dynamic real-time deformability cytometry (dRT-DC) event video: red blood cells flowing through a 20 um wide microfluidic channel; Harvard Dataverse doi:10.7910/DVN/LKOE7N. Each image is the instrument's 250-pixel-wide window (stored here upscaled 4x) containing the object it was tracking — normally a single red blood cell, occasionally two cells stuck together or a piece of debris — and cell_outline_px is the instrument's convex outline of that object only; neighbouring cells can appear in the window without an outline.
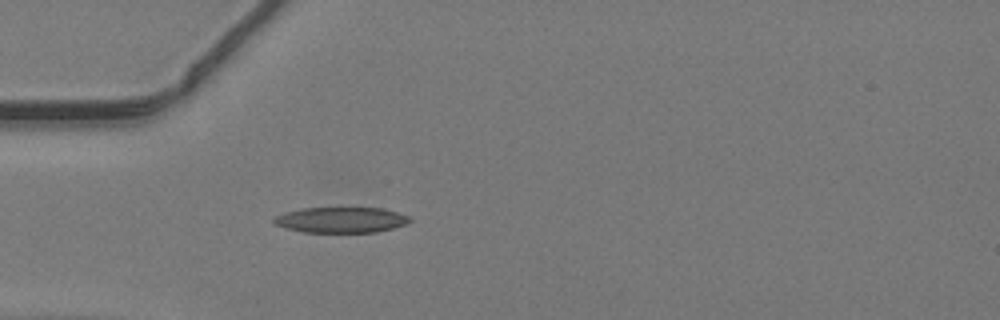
{"species": "common noctule bat (a hibernating species)", "species_latin": "Nyctalus noctula", "temperature_condition": "warm", "stored_images_in_passage": 34, "camera_frame_rate_fps": 3000, "um_per_image_px": 0.085, "animal": {"sex": "male", "body_mass_g": 19.2, "forearm_length_mm": 51.8}, "frame": {"image": 1, "passage_image": 1, "time_ms": 0.0, "image_size_px": [1000, 320], "cell_outline_px": [[412, 220], [404, 224], [392, 228], [376, 232], [304, 232], [284, 228], [276, 224], [272, 220], [276, 216], [284, 212], [304, 208], [380, 208], [412, 216]], "centroid_in_image_um": [28.98, 18.69], "position_along_channel_um": 56.0, "area_um2": 20.17}}
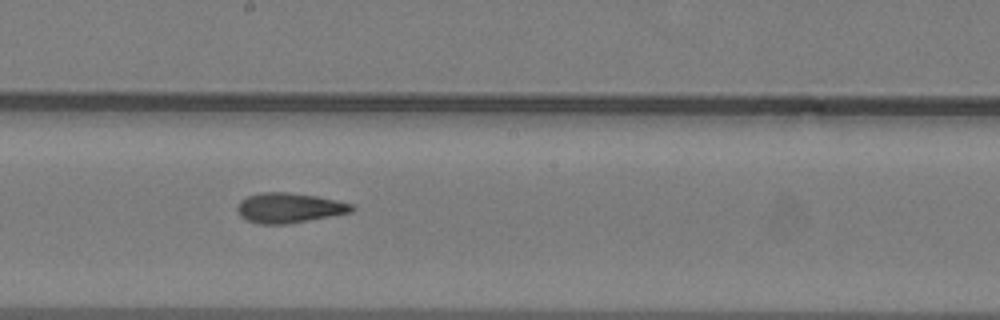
{"frame": {"image": 2, "passage_image": 13, "time_ms": 4.0, "image_size_px": [1000, 320], "cell_outline_px": [[356, 208], [352, 212], [288, 224], [260, 224], [248, 220], [240, 216], [236, 208], [240, 200], [248, 196], [260, 192], [288, 192], [316, 196], [352, 204]], "centroid_in_image_um": [24.56, 17.67], "position_along_channel_um": 223.6, "area_um2": 19.94}}
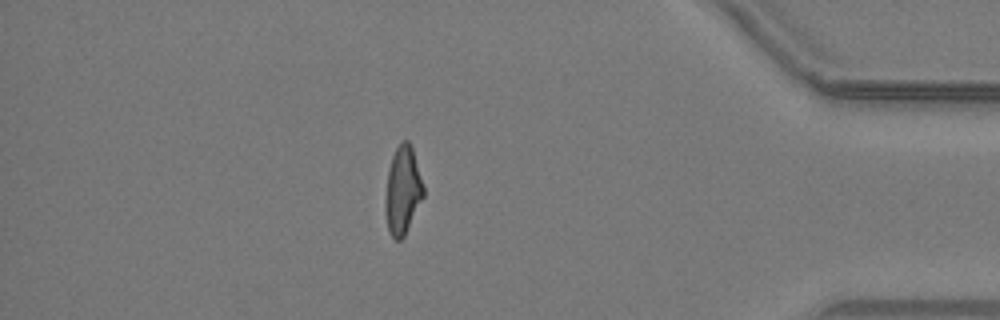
{"frame": {"image": 3, "passage_image": 28, "time_ms": 9.0, "image_size_px": [1000, 320], "cell_outline_px": [[424, 196], [404, 236], [400, 240], [396, 240], [392, 236], [388, 228], [384, 212], [384, 200], [388, 168], [392, 156], [400, 140], [408, 140], [412, 148], [424, 188]], "centroid_in_image_um": [34.2, 16.17], "position_along_channel_um": 401.0, "area_um2": 19.59}}